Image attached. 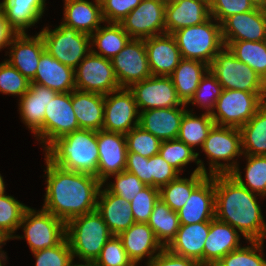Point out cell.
I'll return each mask as SVG.
<instances>
[{
  "instance_id": "6da1fadb",
  "label": "cell",
  "mask_w": 266,
  "mask_h": 266,
  "mask_svg": "<svg viewBox=\"0 0 266 266\" xmlns=\"http://www.w3.org/2000/svg\"><path fill=\"white\" fill-rule=\"evenodd\" d=\"M46 193L43 209L67 223L96 210L102 183L95 176L69 171L45 157Z\"/></svg>"
},
{
  "instance_id": "7a4b0ae2",
  "label": "cell",
  "mask_w": 266,
  "mask_h": 266,
  "mask_svg": "<svg viewBox=\"0 0 266 266\" xmlns=\"http://www.w3.org/2000/svg\"><path fill=\"white\" fill-rule=\"evenodd\" d=\"M231 174L215 175V218L235 228L247 241H264L266 222L257 200Z\"/></svg>"
},
{
  "instance_id": "3957f363",
  "label": "cell",
  "mask_w": 266,
  "mask_h": 266,
  "mask_svg": "<svg viewBox=\"0 0 266 266\" xmlns=\"http://www.w3.org/2000/svg\"><path fill=\"white\" fill-rule=\"evenodd\" d=\"M45 157L62 169L97 178V131L79 129L59 137L45 149Z\"/></svg>"
},
{
  "instance_id": "277c9868",
  "label": "cell",
  "mask_w": 266,
  "mask_h": 266,
  "mask_svg": "<svg viewBox=\"0 0 266 266\" xmlns=\"http://www.w3.org/2000/svg\"><path fill=\"white\" fill-rule=\"evenodd\" d=\"M112 234L97 210L66 223V238L73 258L95 261Z\"/></svg>"
},
{
  "instance_id": "5b68a950",
  "label": "cell",
  "mask_w": 266,
  "mask_h": 266,
  "mask_svg": "<svg viewBox=\"0 0 266 266\" xmlns=\"http://www.w3.org/2000/svg\"><path fill=\"white\" fill-rule=\"evenodd\" d=\"M182 58L211 63L225 47L221 24L212 16L205 22L182 28L172 34Z\"/></svg>"
},
{
  "instance_id": "8992f818",
  "label": "cell",
  "mask_w": 266,
  "mask_h": 266,
  "mask_svg": "<svg viewBox=\"0 0 266 266\" xmlns=\"http://www.w3.org/2000/svg\"><path fill=\"white\" fill-rule=\"evenodd\" d=\"M201 150L209 160V176L231 174L239 166L236 157L243 155L240 129L214 125Z\"/></svg>"
},
{
  "instance_id": "52a82bcc",
  "label": "cell",
  "mask_w": 266,
  "mask_h": 266,
  "mask_svg": "<svg viewBox=\"0 0 266 266\" xmlns=\"http://www.w3.org/2000/svg\"><path fill=\"white\" fill-rule=\"evenodd\" d=\"M209 71L223 89L266 94V82L263 78L239 61L226 46L211 61Z\"/></svg>"
},
{
  "instance_id": "ba28073f",
  "label": "cell",
  "mask_w": 266,
  "mask_h": 266,
  "mask_svg": "<svg viewBox=\"0 0 266 266\" xmlns=\"http://www.w3.org/2000/svg\"><path fill=\"white\" fill-rule=\"evenodd\" d=\"M38 33L43 39L45 50L73 69L91 52L90 35L62 23L53 30L46 26Z\"/></svg>"
},
{
  "instance_id": "9c48e42d",
  "label": "cell",
  "mask_w": 266,
  "mask_h": 266,
  "mask_svg": "<svg viewBox=\"0 0 266 266\" xmlns=\"http://www.w3.org/2000/svg\"><path fill=\"white\" fill-rule=\"evenodd\" d=\"M24 235H15L12 239H26L31 252L52 248L66 238V223L50 212L41 208L28 207L23 215L19 228Z\"/></svg>"
},
{
  "instance_id": "30bf717a",
  "label": "cell",
  "mask_w": 266,
  "mask_h": 266,
  "mask_svg": "<svg viewBox=\"0 0 266 266\" xmlns=\"http://www.w3.org/2000/svg\"><path fill=\"white\" fill-rule=\"evenodd\" d=\"M265 102L266 94L223 89L211 117L215 125L240 129Z\"/></svg>"
},
{
  "instance_id": "8fae6325",
  "label": "cell",
  "mask_w": 266,
  "mask_h": 266,
  "mask_svg": "<svg viewBox=\"0 0 266 266\" xmlns=\"http://www.w3.org/2000/svg\"><path fill=\"white\" fill-rule=\"evenodd\" d=\"M76 89L107 95L120 89L112 61L92 51L74 69Z\"/></svg>"
},
{
  "instance_id": "7c38bea8",
  "label": "cell",
  "mask_w": 266,
  "mask_h": 266,
  "mask_svg": "<svg viewBox=\"0 0 266 266\" xmlns=\"http://www.w3.org/2000/svg\"><path fill=\"white\" fill-rule=\"evenodd\" d=\"M139 111L129 88H120L104 95L103 130L126 135L138 126Z\"/></svg>"
},
{
  "instance_id": "4fadbf2b",
  "label": "cell",
  "mask_w": 266,
  "mask_h": 266,
  "mask_svg": "<svg viewBox=\"0 0 266 266\" xmlns=\"http://www.w3.org/2000/svg\"><path fill=\"white\" fill-rule=\"evenodd\" d=\"M165 8L163 0H142L120 24L135 39L165 34Z\"/></svg>"
},
{
  "instance_id": "5bb4252c",
  "label": "cell",
  "mask_w": 266,
  "mask_h": 266,
  "mask_svg": "<svg viewBox=\"0 0 266 266\" xmlns=\"http://www.w3.org/2000/svg\"><path fill=\"white\" fill-rule=\"evenodd\" d=\"M111 61L120 88H129L152 75L144 39L131 38Z\"/></svg>"
},
{
  "instance_id": "9a60e30c",
  "label": "cell",
  "mask_w": 266,
  "mask_h": 266,
  "mask_svg": "<svg viewBox=\"0 0 266 266\" xmlns=\"http://www.w3.org/2000/svg\"><path fill=\"white\" fill-rule=\"evenodd\" d=\"M137 108L147 111L156 108L187 106L181 102L170 76H154L129 87Z\"/></svg>"
},
{
  "instance_id": "2e32d148",
  "label": "cell",
  "mask_w": 266,
  "mask_h": 266,
  "mask_svg": "<svg viewBox=\"0 0 266 266\" xmlns=\"http://www.w3.org/2000/svg\"><path fill=\"white\" fill-rule=\"evenodd\" d=\"M79 129L72 108V91L58 92L45 107L44 149L42 150H45L57 138Z\"/></svg>"
},
{
  "instance_id": "e0dca14e",
  "label": "cell",
  "mask_w": 266,
  "mask_h": 266,
  "mask_svg": "<svg viewBox=\"0 0 266 266\" xmlns=\"http://www.w3.org/2000/svg\"><path fill=\"white\" fill-rule=\"evenodd\" d=\"M98 169L97 178L105 185L112 175L121 173L126 168L127 145L125 134L106 130L97 131Z\"/></svg>"
},
{
  "instance_id": "ac0fdd59",
  "label": "cell",
  "mask_w": 266,
  "mask_h": 266,
  "mask_svg": "<svg viewBox=\"0 0 266 266\" xmlns=\"http://www.w3.org/2000/svg\"><path fill=\"white\" fill-rule=\"evenodd\" d=\"M57 91L48 87L30 83L28 91L18 100L22 122L35 135L44 148L45 107L55 97Z\"/></svg>"
},
{
  "instance_id": "d6986e66",
  "label": "cell",
  "mask_w": 266,
  "mask_h": 266,
  "mask_svg": "<svg viewBox=\"0 0 266 266\" xmlns=\"http://www.w3.org/2000/svg\"><path fill=\"white\" fill-rule=\"evenodd\" d=\"M223 41H266V13L258 6L221 23Z\"/></svg>"
},
{
  "instance_id": "ffe728a7",
  "label": "cell",
  "mask_w": 266,
  "mask_h": 266,
  "mask_svg": "<svg viewBox=\"0 0 266 266\" xmlns=\"http://www.w3.org/2000/svg\"><path fill=\"white\" fill-rule=\"evenodd\" d=\"M125 170L136 175L146 186L158 189L181 175L160 154L146 158L140 154L127 152Z\"/></svg>"
},
{
  "instance_id": "44dd1931",
  "label": "cell",
  "mask_w": 266,
  "mask_h": 266,
  "mask_svg": "<svg viewBox=\"0 0 266 266\" xmlns=\"http://www.w3.org/2000/svg\"><path fill=\"white\" fill-rule=\"evenodd\" d=\"M177 213L180 225L210 222L215 218V175H208Z\"/></svg>"
},
{
  "instance_id": "7402d4cb",
  "label": "cell",
  "mask_w": 266,
  "mask_h": 266,
  "mask_svg": "<svg viewBox=\"0 0 266 266\" xmlns=\"http://www.w3.org/2000/svg\"><path fill=\"white\" fill-rule=\"evenodd\" d=\"M8 48L9 59L6 61L31 81L36 75L39 59L45 50L41 35L37 33L30 37L27 33L15 34Z\"/></svg>"
},
{
  "instance_id": "603a6c76",
  "label": "cell",
  "mask_w": 266,
  "mask_h": 266,
  "mask_svg": "<svg viewBox=\"0 0 266 266\" xmlns=\"http://www.w3.org/2000/svg\"><path fill=\"white\" fill-rule=\"evenodd\" d=\"M148 65L154 76H170L182 59L172 34H162L144 39Z\"/></svg>"
},
{
  "instance_id": "cb8c5ba5",
  "label": "cell",
  "mask_w": 266,
  "mask_h": 266,
  "mask_svg": "<svg viewBox=\"0 0 266 266\" xmlns=\"http://www.w3.org/2000/svg\"><path fill=\"white\" fill-rule=\"evenodd\" d=\"M187 106L139 111V126L161 141L178 138L180 123Z\"/></svg>"
},
{
  "instance_id": "d4e9b609",
  "label": "cell",
  "mask_w": 266,
  "mask_h": 266,
  "mask_svg": "<svg viewBox=\"0 0 266 266\" xmlns=\"http://www.w3.org/2000/svg\"><path fill=\"white\" fill-rule=\"evenodd\" d=\"M211 17L209 0H177L166 4L165 29L167 34L185 27L201 24Z\"/></svg>"
},
{
  "instance_id": "484cf974",
  "label": "cell",
  "mask_w": 266,
  "mask_h": 266,
  "mask_svg": "<svg viewBox=\"0 0 266 266\" xmlns=\"http://www.w3.org/2000/svg\"><path fill=\"white\" fill-rule=\"evenodd\" d=\"M240 236L231 225L213 218L205 240L203 266H214L225 255L241 247Z\"/></svg>"
},
{
  "instance_id": "4316f807",
  "label": "cell",
  "mask_w": 266,
  "mask_h": 266,
  "mask_svg": "<svg viewBox=\"0 0 266 266\" xmlns=\"http://www.w3.org/2000/svg\"><path fill=\"white\" fill-rule=\"evenodd\" d=\"M102 184L97 197L96 210L112 235H119L135 223L130 202L110 193Z\"/></svg>"
},
{
  "instance_id": "83f0119b",
  "label": "cell",
  "mask_w": 266,
  "mask_h": 266,
  "mask_svg": "<svg viewBox=\"0 0 266 266\" xmlns=\"http://www.w3.org/2000/svg\"><path fill=\"white\" fill-rule=\"evenodd\" d=\"M118 236L133 263L140 264L145 257L149 262L163 249L148 223L135 222Z\"/></svg>"
},
{
  "instance_id": "f1b7e54d",
  "label": "cell",
  "mask_w": 266,
  "mask_h": 266,
  "mask_svg": "<svg viewBox=\"0 0 266 266\" xmlns=\"http://www.w3.org/2000/svg\"><path fill=\"white\" fill-rule=\"evenodd\" d=\"M30 83H36L60 93H68L76 89L74 69L62 64L46 50L41 54L36 75Z\"/></svg>"
},
{
  "instance_id": "f546056e",
  "label": "cell",
  "mask_w": 266,
  "mask_h": 266,
  "mask_svg": "<svg viewBox=\"0 0 266 266\" xmlns=\"http://www.w3.org/2000/svg\"><path fill=\"white\" fill-rule=\"evenodd\" d=\"M95 2V3H94ZM63 25L78 32L92 35L105 23L102 17L100 0H64Z\"/></svg>"
},
{
  "instance_id": "4dcf8cb0",
  "label": "cell",
  "mask_w": 266,
  "mask_h": 266,
  "mask_svg": "<svg viewBox=\"0 0 266 266\" xmlns=\"http://www.w3.org/2000/svg\"><path fill=\"white\" fill-rule=\"evenodd\" d=\"M209 230L210 222L180 225L175 238L166 248L176 255L193 259L203 266V251Z\"/></svg>"
},
{
  "instance_id": "1f68e13d",
  "label": "cell",
  "mask_w": 266,
  "mask_h": 266,
  "mask_svg": "<svg viewBox=\"0 0 266 266\" xmlns=\"http://www.w3.org/2000/svg\"><path fill=\"white\" fill-rule=\"evenodd\" d=\"M46 0H2L0 6L9 27L16 33H26L42 18Z\"/></svg>"
},
{
  "instance_id": "d6a6232c",
  "label": "cell",
  "mask_w": 266,
  "mask_h": 266,
  "mask_svg": "<svg viewBox=\"0 0 266 266\" xmlns=\"http://www.w3.org/2000/svg\"><path fill=\"white\" fill-rule=\"evenodd\" d=\"M72 108L80 129H103L104 95L75 89L72 91Z\"/></svg>"
},
{
  "instance_id": "836d02e7",
  "label": "cell",
  "mask_w": 266,
  "mask_h": 266,
  "mask_svg": "<svg viewBox=\"0 0 266 266\" xmlns=\"http://www.w3.org/2000/svg\"><path fill=\"white\" fill-rule=\"evenodd\" d=\"M208 71L209 65L205 62L185 58L180 60L170 77L183 104L188 105L200 81Z\"/></svg>"
},
{
  "instance_id": "e575fe53",
  "label": "cell",
  "mask_w": 266,
  "mask_h": 266,
  "mask_svg": "<svg viewBox=\"0 0 266 266\" xmlns=\"http://www.w3.org/2000/svg\"><path fill=\"white\" fill-rule=\"evenodd\" d=\"M91 51L101 57L112 59L124 48L131 37L120 23H108L100 26L91 36ZM93 47H96L97 50Z\"/></svg>"
},
{
  "instance_id": "d590c367",
  "label": "cell",
  "mask_w": 266,
  "mask_h": 266,
  "mask_svg": "<svg viewBox=\"0 0 266 266\" xmlns=\"http://www.w3.org/2000/svg\"><path fill=\"white\" fill-rule=\"evenodd\" d=\"M243 155L266 156V102L241 128Z\"/></svg>"
},
{
  "instance_id": "8d00e7d4",
  "label": "cell",
  "mask_w": 266,
  "mask_h": 266,
  "mask_svg": "<svg viewBox=\"0 0 266 266\" xmlns=\"http://www.w3.org/2000/svg\"><path fill=\"white\" fill-rule=\"evenodd\" d=\"M148 225L153 230L158 242L163 248H166L180 228L178 213L159 198L153 207Z\"/></svg>"
},
{
  "instance_id": "74e56055",
  "label": "cell",
  "mask_w": 266,
  "mask_h": 266,
  "mask_svg": "<svg viewBox=\"0 0 266 266\" xmlns=\"http://www.w3.org/2000/svg\"><path fill=\"white\" fill-rule=\"evenodd\" d=\"M202 172H192L190 177L178 176L159 189V198L173 211H178L189 199L192 191L207 177Z\"/></svg>"
},
{
  "instance_id": "f35d334b",
  "label": "cell",
  "mask_w": 266,
  "mask_h": 266,
  "mask_svg": "<svg viewBox=\"0 0 266 266\" xmlns=\"http://www.w3.org/2000/svg\"><path fill=\"white\" fill-rule=\"evenodd\" d=\"M215 125L210 114L202 113L196 116L191 110H187L180 123L178 140L190 146L193 150L196 146L202 148L209 131Z\"/></svg>"
},
{
  "instance_id": "ab89813d",
  "label": "cell",
  "mask_w": 266,
  "mask_h": 266,
  "mask_svg": "<svg viewBox=\"0 0 266 266\" xmlns=\"http://www.w3.org/2000/svg\"><path fill=\"white\" fill-rule=\"evenodd\" d=\"M159 154L179 173L183 171L186 165L194 161L197 164V168L193 172H202L208 175L205 163L198 159L199 152H195L190 146L178 139L162 141Z\"/></svg>"
},
{
  "instance_id": "60d3db41",
  "label": "cell",
  "mask_w": 266,
  "mask_h": 266,
  "mask_svg": "<svg viewBox=\"0 0 266 266\" xmlns=\"http://www.w3.org/2000/svg\"><path fill=\"white\" fill-rule=\"evenodd\" d=\"M235 57L266 82V41H223Z\"/></svg>"
},
{
  "instance_id": "b9f144b4",
  "label": "cell",
  "mask_w": 266,
  "mask_h": 266,
  "mask_svg": "<svg viewBox=\"0 0 266 266\" xmlns=\"http://www.w3.org/2000/svg\"><path fill=\"white\" fill-rule=\"evenodd\" d=\"M246 159L245 178H242L240 168L237 166L231 175L242 186L263 198L266 196V156L244 155ZM245 179V181L243 180Z\"/></svg>"
},
{
  "instance_id": "7bdbcfd3",
  "label": "cell",
  "mask_w": 266,
  "mask_h": 266,
  "mask_svg": "<svg viewBox=\"0 0 266 266\" xmlns=\"http://www.w3.org/2000/svg\"><path fill=\"white\" fill-rule=\"evenodd\" d=\"M28 208L13 196H0V236L8 241L19 229L25 210Z\"/></svg>"
},
{
  "instance_id": "ee69618b",
  "label": "cell",
  "mask_w": 266,
  "mask_h": 266,
  "mask_svg": "<svg viewBox=\"0 0 266 266\" xmlns=\"http://www.w3.org/2000/svg\"><path fill=\"white\" fill-rule=\"evenodd\" d=\"M250 246H241L225 255L214 266H266L264 241H248Z\"/></svg>"
},
{
  "instance_id": "f6af8a7d",
  "label": "cell",
  "mask_w": 266,
  "mask_h": 266,
  "mask_svg": "<svg viewBox=\"0 0 266 266\" xmlns=\"http://www.w3.org/2000/svg\"><path fill=\"white\" fill-rule=\"evenodd\" d=\"M125 138L127 152L140 154L146 158L159 154L162 141L139 125L131 129Z\"/></svg>"
},
{
  "instance_id": "bcb514c9",
  "label": "cell",
  "mask_w": 266,
  "mask_h": 266,
  "mask_svg": "<svg viewBox=\"0 0 266 266\" xmlns=\"http://www.w3.org/2000/svg\"><path fill=\"white\" fill-rule=\"evenodd\" d=\"M223 88L216 77L208 71L200 81L194 96L188 104L197 105L205 109L206 114L214 111L216 101L221 95Z\"/></svg>"
},
{
  "instance_id": "7dc6e473",
  "label": "cell",
  "mask_w": 266,
  "mask_h": 266,
  "mask_svg": "<svg viewBox=\"0 0 266 266\" xmlns=\"http://www.w3.org/2000/svg\"><path fill=\"white\" fill-rule=\"evenodd\" d=\"M29 85L30 80L8 61L0 63V93L18 96L20 99L28 91Z\"/></svg>"
},
{
  "instance_id": "c3c4849f",
  "label": "cell",
  "mask_w": 266,
  "mask_h": 266,
  "mask_svg": "<svg viewBox=\"0 0 266 266\" xmlns=\"http://www.w3.org/2000/svg\"><path fill=\"white\" fill-rule=\"evenodd\" d=\"M159 200V189L153 186L143 188L130 201L133 218L137 223H148L153 207Z\"/></svg>"
},
{
  "instance_id": "681fc988",
  "label": "cell",
  "mask_w": 266,
  "mask_h": 266,
  "mask_svg": "<svg viewBox=\"0 0 266 266\" xmlns=\"http://www.w3.org/2000/svg\"><path fill=\"white\" fill-rule=\"evenodd\" d=\"M36 258L35 266H69L73 259L67 238L60 244L32 253Z\"/></svg>"
},
{
  "instance_id": "f907efd6",
  "label": "cell",
  "mask_w": 266,
  "mask_h": 266,
  "mask_svg": "<svg viewBox=\"0 0 266 266\" xmlns=\"http://www.w3.org/2000/svg\"><path fill=\"white\" fill-rule=\"evenodd\" d=\"M112 176L115 177V181L106 184L107 186L104 188L129 202L133 200L139 191L146 187L136 175L127 170Z\"/></svg>"
},
{
  "instance_id": "816d5d0a",
  "label": "cell",
  "mask_w": 266,
  "mask_h": 266,
  "mask_svg": "<svg viewBox=\"0 0 266 266\" xmlns=\"http://www.w3.org/2000/svg\"><path fill=\"white\" fill-rule=\"evenodd\" d=\"M95 262L97 266H130L133 263L117 235L106 242Z\"/></svg>"
},
{
  "instance_id": "f5cc1de1",
  "label": "cell",
  "mask_w": 266,
  "mask_h": 266,
  "mask_svg": "<svg viewBox=\"0 0 266 266\" xmlns=\"http://www.w3.org/2000/svg\"><path fill=\"white\" fill-rule=\"evenodd\" d=\"M209 6L211 16L220 24L231 15L251 11L256 7L251 0H209Z\"/></svg>"
},
{
  "instance_id": "db71d44e",
  "label": "cell",
  "mask_w": 266,
  "mask_h": 266,
  "mask_svg": "<svg viewBox=\"0 0 266 266\" xmlns=\"http://www.w3.org/2000/svg\"><path fill=\"white\" fill-rule=\"evenodd\" d=\"M104 22L120 23L142 0H100Z\"/></svg>"
},
{
  "instance_id": "11a10c76",
  "label": "cell",
  "mask_w": 266,
  "mask_h": 266,
  "mask_svg": "<svg viewBox=\"0 0 266 266\" xmlns=\"http://www.w3.org/2000/svg\"><path fill=\"white\" fill-rule=\"evenodd\" d=\"M148 264L149 266H201L195 260L176 255L167 248H163Z\"/></svg>"
},
{
  "instance_id": "9f6ffc18",
  "label": "cell",
  "mask_w": 266,
  "mask_h": 266,
  "mask_svg": "<svg viewBox=\"0 0 266 266\" xmlns=\"http://www.w3.org/2000/svg\"><path fill=\"white\" fill-rule=\"evenodd\" d=\"M15 34L16 33L6 22L3 10L0 6V51L2 48H6L10 44V40Z\"/></svg>"
},
{
  "instance_id": "6f0895ef",
  "label": "cell",
  "mask_w": 266,
  "mask_h": 266,
  "mask_svg": "<svg viewBox=\"0 0 266 266\" xmlns=\"http://www.w3.org/2000/svg\"><path fill=\"white\" fill-rule=\"evenodd\" d=\"M79 262H82V263H79ZM79 262L74 263V258H73L69 266H97L95 261L79 260Z\"/></svg>"
},
{
  "instance_id": "680465c9",
  "label": "cell",
  "mask_w": 266,
  "mask_h": 266,
  "mask_svg": "<svg viewBox=\"0 0 266 266\" xmlns=\"http://www.w3.org/2000/svg\"><path fill=\"white\" fill-rule=\"evenodd\" d=\"M7 241H0V266H5V261L8 259L6 252L2 250V245H5Z\"/></svg>"
},
{
  "instance_id": "91938a15",
  "label": "cell",
  "mask_w": 266,
  "mask_h": 266,
  "mask_svg": "<svg viewBox=\"0 0 266 266\" xmlns=\"http://www.w3.org/2000/svg\"><path fill=\"white\" fill-rule=\"evenodd\" d=\"M5 194V182L3 177L0 174V196Z\"/></svg>"
},
{
  "instance_id": "94428289",
  "label": "cell",
  "mask_w": 266,
  "mask_h": 266,
  "mask_svg": "<svg viewBox=\"0 0 266 266\" xmlns=\"http://www.w3.org/2000/svg\"><path fill=\"white\" fill-rule=\"evenodd\" d=\"M258 7L266 13V0H262L261 4Z\"/></svg>"
},
{
  "instance_id": "6125c7cd",
  "label": "cell",
  "mask_w": 266,
  "mask_h": 266,
  "mask_svg": "<svg viewBox=\"0 0 266 266\" xmlns=\"http://www.w3.org/2000/svg\"><path fill=\"white\" fill-rule=\"evenodd\" d=\"M256 6H259L262 0H251Z\"/></svg>"
},
{
  "instance_id": "be15d7a7",
  "label": "cell",
  "mask_w": 266,
  "mask_h": 266,
  "mask_svg": "<svg viewBox=\"0 0 266 266\" xmlns=\"http://www.w3.org/2000/svg\"><path fill=\"white\" fill-rule=\"evenodd\" d=\"M166 4H168V3H171V2H175V1H177V0H163Z\"/></svg>"
},
{
  "instance_id": "e7e4bbea",
  "label": "cell",
  "mask_w": 266,
  "mask_h": 266,
  "mask_svg": "<svg viewBox=\"0 0 266 266\" xmlns=\"http://www.w3.org/2000/svg\"><path fill=\"white\" fill-rule=\"evenodd\" d=\"M146 265L149 266L148 262H146ZM130 266H139L138 263H132Z\"/></svg>"
}]
</instances>
